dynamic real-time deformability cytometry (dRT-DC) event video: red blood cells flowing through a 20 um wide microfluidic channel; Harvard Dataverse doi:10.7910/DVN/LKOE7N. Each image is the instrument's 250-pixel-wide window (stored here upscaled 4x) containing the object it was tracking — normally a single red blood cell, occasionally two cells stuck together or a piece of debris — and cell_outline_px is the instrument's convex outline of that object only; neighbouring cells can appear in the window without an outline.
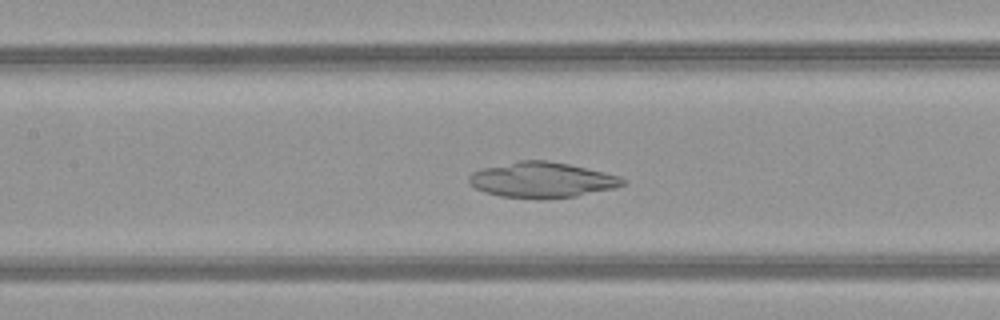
{"species": "common noctule bat (a hibernating species)", "species_latin": "Nyctalus noctula", "temperature_condition": "warm", "stored_images_in_passage": 50, "camera_frame_rate_fps": 3000, "um_per_image_px": 0.085, "animal": {"sex": "female", "body_mass_g": 21.9}, "frame": {"image": 1, "passage_image": 23, "time_ms": 7.333, "image_size_px": [1000, 320], "cell_outline_px": [[628, 180], [624, 184], [612, 188], [576, 196], [540, 200], [536, 200], [500, 196], [484, 192], [468, 184], [468, 176], [472, 172], [480, 168], [520, 160], [548, 160], [568, 164], [604, 172], [620, 176]], "centroid_in_image_um": [46.02, 15.3], "position_along_channel_um": 161.4, "area_um2": 32.14}}
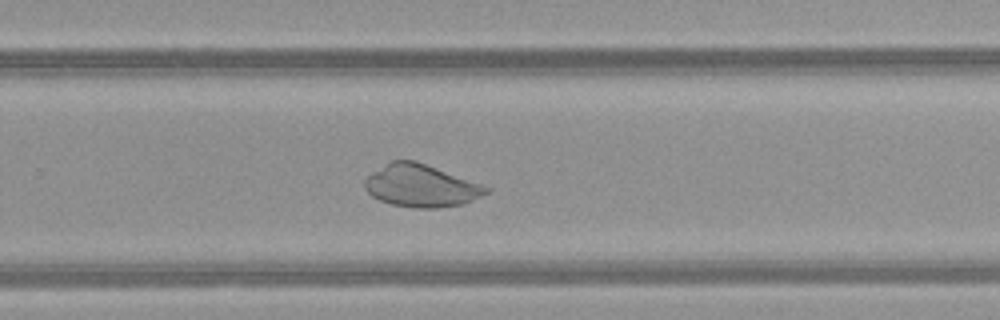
{"frame": {"image": 2, "passage_image": 33, "time_ms": 10.667, "image_size_px": [1000, 320], "cell_outline_px": [[492, 188], [488, 192], [464, 204], [436, 208], [416, 208], [392, 204], [380, 200], [372, 196], [364, 188], [364, 180], [372, 172], [392, 160], [416, 160]], "centroid_in_image_um": [35.78, 15.79], "position_along_channel_um": 294.0, "area_um2": 29.88}}
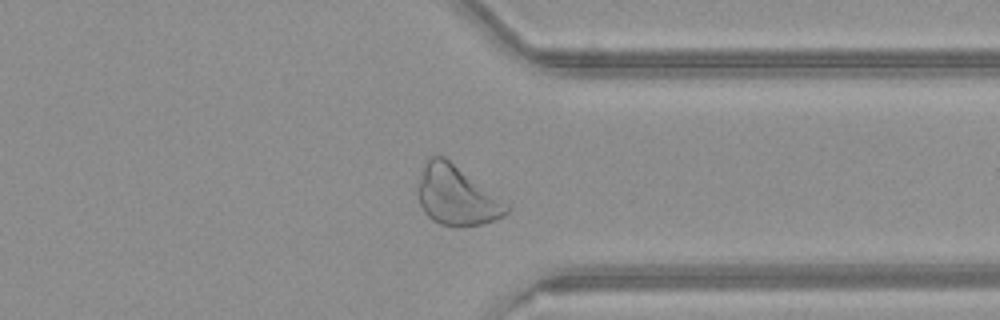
{"frame": {"image": 3, "passage_image": 39, "time_ms": 12.667, "image_size_px": [1000, 320], "cell_outline_px": [[512, 208], [504, 216], [484, 224], [464, 228], [456, 228], [440, 224], [432, 220], [424, 212], [420, 204], [416, 192], [416, 184], [420, 168], [424, 160], [428, 156], [444, 156], [508, 204]], "centroid_in_image_um": [38.75, 16.63], "position_along_channel_um": 372.7, "area_um2": 31.44}}